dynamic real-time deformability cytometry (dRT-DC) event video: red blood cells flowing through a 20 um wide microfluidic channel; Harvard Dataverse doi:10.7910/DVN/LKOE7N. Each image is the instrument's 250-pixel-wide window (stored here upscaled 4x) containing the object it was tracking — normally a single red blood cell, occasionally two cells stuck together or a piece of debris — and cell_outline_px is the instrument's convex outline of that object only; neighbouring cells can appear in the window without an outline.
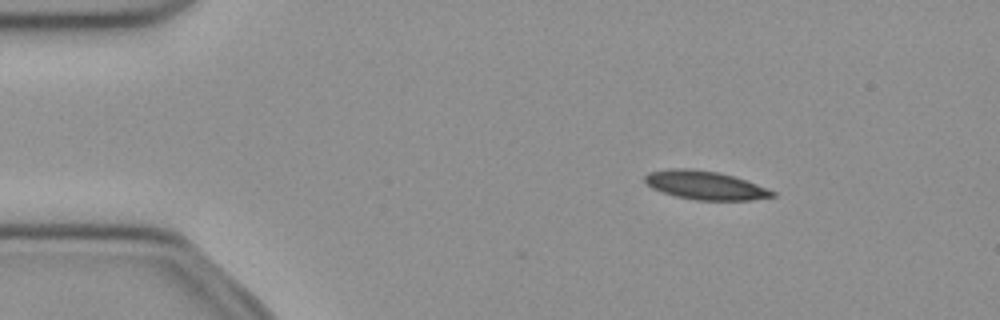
{"species": "common noctule bat (a hibernating species)", "species_latin": "Nyctalus noctula", "temperature_condition": "cold", "stored_images_in_passage": 47, "camera_frame_rate_fps": 3000, "um_per_image_px": 0.085, "animal": {"sex": "female", "body_mass_g": 21.9}, "frame": {"image": 1, "passage_image": 7, "time_ms": 2.0, "image_size_px": [1000, 320], "cell_outline_px": [[776, 196], [752, 200], [696, 200], [676, 196], [652, 188], [644, 180], [644, 176], [648, 172], [668, 168], [692, 168], [716, 172], [732, 176], [756, 184], [776, 192]], "centroid_in_image_um": [59.92, 15.74], "position_along_channel_um": 25.1, "area_um2": 21.1}}
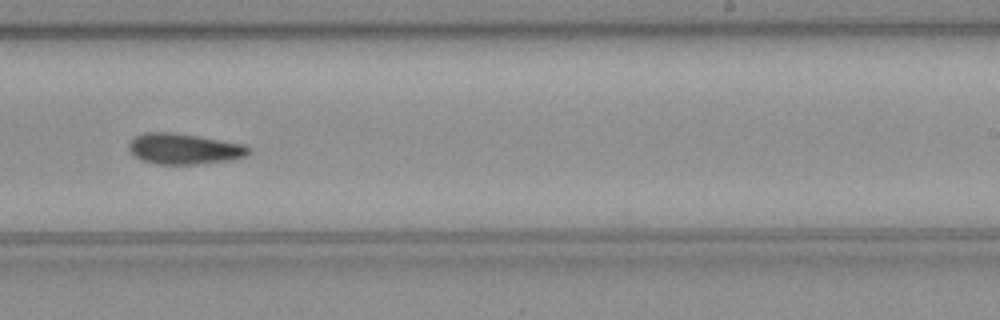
{"frame": {"image": 2, "passage_image": 31, "time_ms": 10.0, "image_size_px": [1000, 320], "cell_outline_px": [[252, 152], [244, 156], [232, 160], [196, 164], [156, 164], [140, 160], [128, 148], [128, 144], [136, 136], [144, 132], [172, 132], [244, 144], [252, 148]], "centroid_in_image_um": [15.67, 12.65], "position_along_channel_um": 273.3, "area_um2": 21.44}}
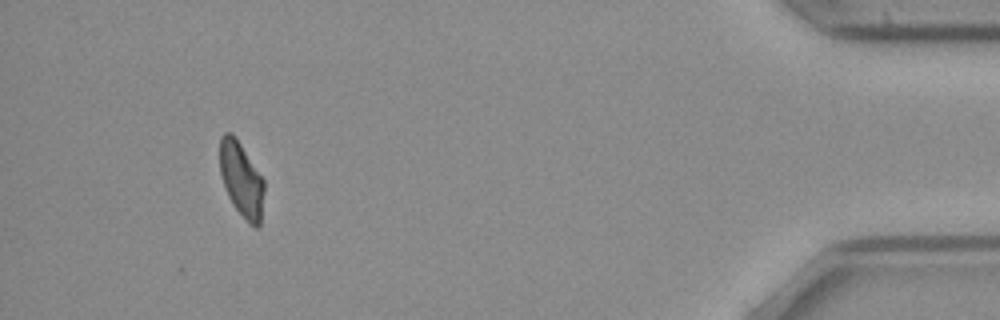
{"frame": {"image": 3, "passage_image": 47, "time_ms": 15.333, "image_size_px": [1000, 320], "cell_outline_px": [[264, 192], [260, 228], [256, 228], [232, 204], [228, 196], [220, 172], [220, 136], [224, 132], [232, 132], [236, 136], [264, 180]], "centroid_in_image_um": [20.52, 15.21], "position_along_channel_um": 414.7, "area_um2": 19.19}, "authors_computed_cell_mechanics": {"area_um2": 21.2704, "velocity_mm_per_s": 3.9538, "shape_relaxation_time_tau1_ms": 7.8855, "shape_relaxation_time_tau2_ms": null, "deformation_change_tau1": 0.187, "deformation_change_tau2": null}}